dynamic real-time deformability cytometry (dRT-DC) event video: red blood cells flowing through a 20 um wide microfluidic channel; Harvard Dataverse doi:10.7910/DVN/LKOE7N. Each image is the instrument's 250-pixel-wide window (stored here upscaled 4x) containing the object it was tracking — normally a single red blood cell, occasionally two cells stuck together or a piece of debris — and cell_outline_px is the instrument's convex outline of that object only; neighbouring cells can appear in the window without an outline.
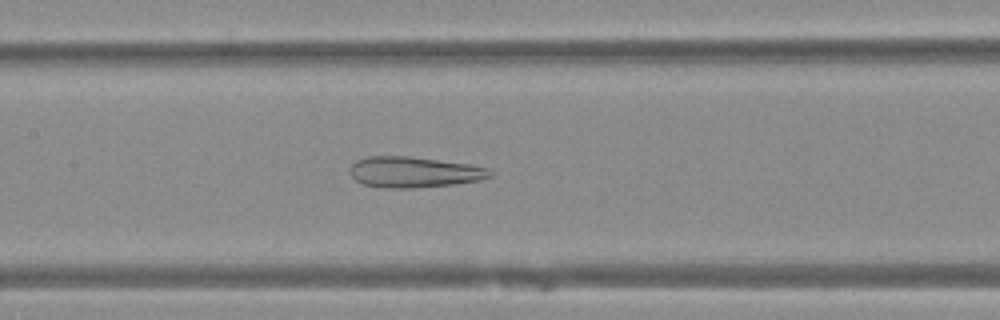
{"species": "Egyptian fruit bat (a non-hibernating species)", "species_latin": "Rousettus aegyptiacus", "temperature_condition": "warm", "stored_images_in_passage": 50, "camera_frame_rate_fps": 3000, "um_per_image_px": 0.085, "animal": {"sex": "female"}, "frame": {"image": 1, "passage_image": 24, "time_ms": 7.667, "image_size_px": [1000, 320], "cell_outline_px": [[492, 176], [480, 180], [456, 184], [412, 188], [380, 188], [364, 184], [356, 180], [352, 176], [348, 168], [356, 160], [368, 156], [408, 156], [468, 164], [488, 168], [492, 172]], "centroid_in_image_um": [35.17, 14.63], "position_along_channel_um": 172.2, "area_um2": 25.2}}
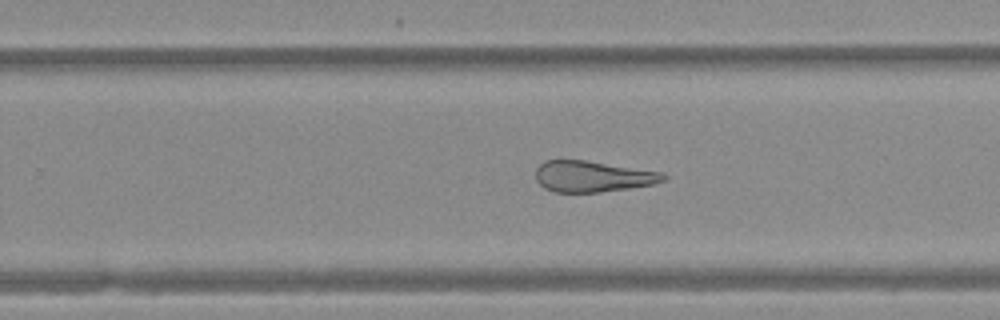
{"frame": {"image": 2, "passage_image": 32, "time_ms": 10.333, "image_size_px": [1000, 320], "cell_outline_px": [[668, 176], [664, 180], [656, 184], [600, 192], [556, 192], [544, 188], [536, 180], [536, 168], [544, 160], [584, 160], [664, 172]], "centroid_in_image_um": [50.39, 14.99], "position_along_channel_um": 279.4, "area_um2": 23.18}}
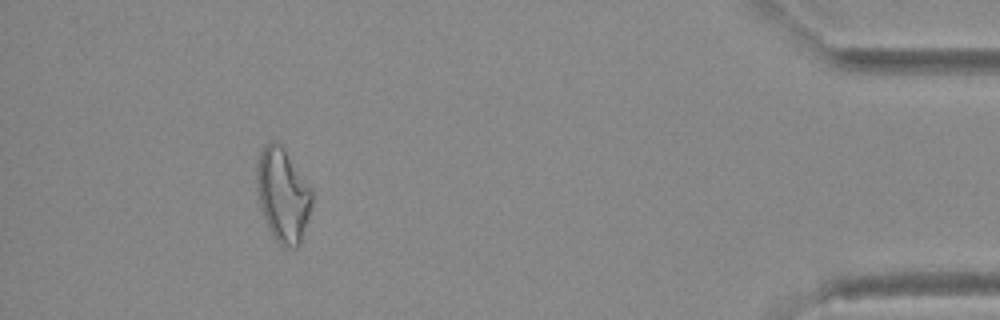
{"frame": {"image": 3, "passage_image": 46, "time_ms": 15.0, "image_size_px": [1000, 320], "cell_outline_px": [[312, 204], [300, 244], [296, 248], [284, 248], [276, 240], [268, 228], [260, 204], [256, 176], [256, 168], [260, 152], [264, 144], [268, 140], [276, 140], [280, 144], [312, 192]], "centroid_in_image_um": [24.02, 16.59], "position_along_channel_um": 411.2, "area_um2": 29.59}}